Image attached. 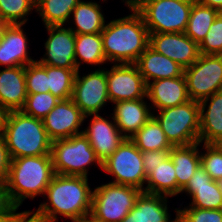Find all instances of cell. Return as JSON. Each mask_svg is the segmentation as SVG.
Listing matches in <instances>:
<instances>
[{"mask_svg":"<svg viewBox=\"0 0 222 222\" xmlns=\"http://www.w3.org/2000/svg\"><path fill=\"white\" fill-rule=\"evenodd\" d=\"M3 115H4V112L0 109V132H1V129H2Z\"/></svg>","mask_w":222,"mask_h":222,"instance_id":"7dc6e473","label":"cell"},{"mask_svg":"<svg viewBox=\"0 0 222 222\" xmlns=\"http://www.w3.org/2000/svg\"><path fill=\"white\" fill-rule=\"evenodd\" d=\"M220 191L222 192V178L217 181Z\"/></svg>","mask_w":222,"mask_h":222,"instance_id":"c3c4849f","label":"cell"},{"mask_svg":"<svg viewBox=\"0 0 222 222\" xmlns=\"http://www.w3.org/2000/svg\"><path fill=\"white\" fill-rule=\"evenodd\" d=\"M106 0H103V2H105ZM124 2V0H123ZM133 2V0H125V4L126 5H130Z\"/></svg>","mask_w":222,"mask_h":222,"instance_id":"681fc988","label":"cell"},{"mask_svg":"<svg viewBox=\"0 0 222 222\" xmlns=\"http://www.w3.org/2000/svg\"><path fill=\"white\" fill-rule=\"evenodd\" d=\"M60 101L50 92L27 94L25 104L21 111L37 119H43Z\"/></svg>","mask_w":222,"mask_h":222,"instance_id":"836d02e7","label":"cell"},{"mask_svg":"<svg viewBox=\"0 0 222 222\" xmlns=\"http://www.w3.org/2000/svg\"><path fill=\"white\" fill-rule=\"evenodd\" d=\"M149 46L184 69L199 58V45L185 33H149Z\"/></svg>","mask_w":222,"mask_h":222,"instance_id":"5bb4252c","label":"cell"},{"mask_svg":"<svg viewBox=\"0 0 222 222\" xmlns=\"http://www.w3.org/2000/svg\"><path fill=\"white\" fill-rule=\"evenodd\" d=\"M130 140L141 151L171 150L173 147L164 134L157 119L152 116Z\"/></svg>","mask_w":222,"mask_h":222,"instance_id":"f1b7e54d","label":"cell"},{"mask_svg":"<svg viewBox=\"0 0 222 222\" xmlns=\"http://www.w3.org/2000/svg\"><path fill=\"white\" fill-rule=\"evenodd\" d=\"M3 23L0 21V34H2V27H3Z\"/></svg>","mask_w":222,"mask_h":222,"instance_id":"f907efd6","label":"cell"},{"mask_svg":"<svg viewBox=\"0 0 222 222\" xmlns=\"http://www.w3.org/2000/svg\"><path fill=\"white\" fill-rule=\"evenodd\" d=\"M121 222H139V209L134 206Z\"/></svg>","mask_w":222,"mask_h":222,"instance_id":"ee69618b","label":"cell"},{"mask_svg":"<svg viewBox=\"0 0 222 222\" xmlns=\"http://www.w3.org/2000/svg\"><path fill=\"white\" fill-rule=\"evenodd\" d=\"M85 119L86 116L70 98L60 100L42 121L48 137L54 141L83 133L79 128Z\"/></svg>","mask_w":222,"mask_h":222,"instance_id":"9a60e30c","label":"cell"},{"mask_svg":"<svg viewBox=\"0 0 222 222\" xmlns=\"http://www.w3.org/2000/svg\"><path fill=\"white\" fill-rule=\"evenodd\" d=\"M102 13L100 5L96 2L80 1L71 13L76 27L70 29L75 34L101 33L106 25Z\"/></svg>","mask_w":222,"mask_h":222,"instance_id":"d4e9b609","label":"cell"},{"mask_svg":"<svg viewBox=\"0 0 222 222\" xmlns=\"http://www.w3.org/2000/svg\"><path fill=\"white\" fill-rule=\"evenodd\" d=\"M1 131L11 159L51 155L52 140L41 119L9 111L3 115Z\"/></svg>","mask_w":222,"mask_h":222,"instance_id":"3957f363","label":"cell"},{"mask_svg":"<svg viewBox=\"0 0 222 222\" xmlns=\"http://www.w3.org/2000/svg\"><path fill=\"white\" fill-rule=\"evenodd\" d=\"M147 186L143 192L173 197L177 195V179L174 163L170 156L154 167L146 177Z\"/></svg>","mask_w":222,"mask_h":222,"instance_id":"484cf974","label":"cell"},{"mask_svg":"<svg viewBox=\"0 0 222 222\" xmlns=\"http://www.w3.org/2000/svg\"><path fill=\"white\" fill-rule=\"evenodd\" d=\"M199 102L189 100L184 104L158 110L153 116L159 122L172 146H184L199 142Z\"/></svg>","mask_w":222,"mask_h":222,"instance_id":"52a82bcc","label":"cell"},{"mask_svg":"<svg viewBox=\"0 0 222 222\" xmlns=\"http://www.w3.org/2000/svg\"><path fill=\"white\" fill-rule=\"evenodd\" d=\"M49 37L44 43L46 52L37 60L39 64L60 67L66 69H77L75 59V33L63 25L45 26Z\"/></svg>","mask_w":222,"mask_h":222,"instance_id":"4fadbf2b","label":"cell"},{"mask_svg":"<svg viewBox=\"0 0 222 222\" xmlns=\"http://www.w3.org/2000/svg\"><path fill=\"white\" fill-rule=\"evenodd\" d=\"M106 78L110 102L147 98V84L136 64H114L106 70Z\"/></svg>","mask_w":222,"mask_h":222,"instance_id":"7c38bea8","label":"cell"},{"mask_svg":"<svg viewBox=\"0 0 222 222\" xmlns=\"http://www.w3.org/2000/svg\"><path fill=\"white\" fill-rule=\"evenodd\" d=\"M92 194L87 177L55 174L44 193L48 201L27 212L36 222H56L59 214L75 221L90 216Z\"/></svg>","mask_w":222,"mask_h":222,"instance_id":"6da1fadb","label":"cell"},{"mask_svg":"<svg viewBox=\"0 0 222 222\" xmlns=\"http://www.w3.org/2000/svg\"><path fill=\"white\" fill-rule=\"evenodd\" d=\"M135 64L146 84L152 79L155 81L165 78H175L184 74L182 66L161 53L156 52L150 46L139 56Z\"/></svg>","mask_w":222,"mask_h":222,"instance_id":"603a6c76","label":"cell"},{"mask_svg":"<svg viewBox=\"0 0 222 222\" xmlns=\"http://www.w3.org/2000/svg\"><path fill=\"white\" fill-rule=\"evenodd\" d=\"M127 7L132 14L110 21L101 32L107 62L135 64L149 46V31L142 15L130 5Z\"/></svg>","mask_w":222,"mask_h":222,"instance_id":"7a4b0ae2","label":"cell"},{"mask_svg":"<svg viewBox=\"0 0 222 222\" xmlns=\"http://www.w3.org/2000/svg\"><path fill=\"white\" fill-rule=\"evenodd\" d=\"M74 50L77 70L82 63L100 66L107 61L103 51L101 33L75 34Z\"/></svg>","mask_w":222,"mask_h":222,"instance_id":"83f0119b","label":"cell"},{"mask_svg":"<svg viewBox=\"0 0 222 222\" xmlns=\"http://www.w3.org/2000/svg\"><path fill=\"white\" fill-rule=\"evenodd\" d=\"M11 158L2 131L0 132V181L5 182L10 168Z\"/></svg>","mask_w":222,"mask_h":222,"instance_id":"ab89813d","label":"cell"},{"mask_svg":"<svg viewBox=\"0 0 222 222\" xmlns=\"http://www.w3.org/2000/svg\"><path fill=\"white\" fill-rule=\"evenodd\" d=\"M201 143H193L184 146H173L170 151V158L174 163L177 179V195L187 185L196 169L201 164L200 150Z\"/></svg>","mask_w":222,"mask_h":222,"instance_id":"cb8c5ba5","label":"cell"},{"mask_svg":"<svg viewBox=\"0 0 222 222\" xmlns=\"http://www.w3.org/2000/svg\"><path fill=\"white\" fill-rule=\"evenodd\" d=\"M16 222H36L28 212H25Z\"/></svg>","mask_w":222,"mask_h":222,"instance_id":"f6af8a7d","label":"cell"},{"mask_svg":"<svg viewBox=\"0 0 222 222\" xmlns=\"http://www.w3.org/2000/svg\"><path fill=\"white\" fill-rule=\"evenodd\" d=\"M36 0H0V21L3 24H25L35 9Z\"/></svg>","mask_w":222,"mask_h":222,"instance_id":"d6a6232c","label":"cell"},{"mask_svg":"<svg viewBox=\"0 0 222 222\" xmlns=\"http://www.w3.org/2000/svg\"><path fill=\"white\" fill-rule=\"evenodd\" d=\"M104 172L112 175V183L129 185L144 191L146 174L142 152L130 139H125L117 150L102 162Z\"/></svg>","mask_w":222,"mask_h":222,"instance_id":"9c48e42d","label":"cell"},{"mask_svg":"<svg viewBox=\"0 0 222 222\" xmlns=\"http://www.w3.org/2000/svg\"><path fill=\"white\" fill-rule=\"evenodd\" d=\"M192 197L190 207L200 209H222V192L217 181L211 179L200 164L187 185L181 190Z\"/></svg>","mask_w":222,"mask_h":222,"instance_id":"d6986e66","label":"cell"},{"mask_svg":"<svg viewBox=\"0 0 222 222\" xmlns=\"http://www.w3.org/2000/svg\"><path fill=\"white\" fill-rule=\"evenodd\" d=\"M23 24H4L0 42V65L26 66L35 62L28 54V39Z\"/></svg>","mask_w":222,"mask_h":222,"instance_id":"e0dca14e","label":"cell"},{"mask_svg":"<svg viewBox=\"0 0 222 222\" xmlns=\"http://www.w3.org/2000/svg\"><path fill=\"white\" fill-rule=\"evenodd\" d=\"M93 116L90 125L83 130L95 155L102 162L110 157L126 139L119 131L114 119L103 118L99 114Z\"/></svg>","mask_w":222,"mask_h":222,"instance_id":"2e32d148","label":"cell"},{"mask_svg":"<svg viewBox=\"0 0 222 222\" xmlns=\"http://www.w3.org/2000/svg\"><path fill=\"white\" fill-rule=\"evenodd\" d=\"M55 175L52 156H27L11 159L5 181L9 197L16 208L27 198L43 195Z\"/></svg>","mask_w":222,"mask_h":222,"instance_id":"277c9868","label":"cell"},{"mask_svg":"<svg viewBox=\"0 0 222 222\" xmlns=\"http://www.w3.org/2000/svg\"><path fill=\"white\" fill-rule=\"evenodd\" d=\"M219 14L218 10L202 5L195 0L192 4L185 34L199 45Z\"/></svg>","mask_w":222,"mask_h":222,"instance_id":"4dcf8cb0","label":"cell"},{"mask_svg":"<svg viewBox=\"0 0 222 222\" xmlns=\"http://www.w3.org/2000/svg\"><path fill=\"white\" fill-rule=\"evenodd\" d=\"M205 153H201V165L212 180L222 178V144H203Z\"/></svg>","mask_w":222,"mask_h":222,"instance_id":"d590c367","label":"cell"},{"mask_svg":"<svg viewBox=\"0 0 222 222\" xmlns=\"http://www.w3.org/2000/svg\"><path fill=\"white\" fill-rule=\"evenodd\" d=\"M51 156L54 172L58 175L88 177L89 166L94 162L102 168L83 133L52 141Z\"/></svg>","mask_w":222,"mask_h":222,"instance_id":"8992f818","label":"cell"},{"mask_svg":"<svg viewBox=\"0 0 222 222\" xmlns=\"http://www.w3.org/2000/svg\"><path fill=\"white\" fill-rule=\"evenodd\" d=\"M25 79L27 94L49 92L47 65L37 61L25 66Z\"/></svg>","mask_w":222,"mask_h":222,"instance_id":"e575fe53","label":"cell"},{"mask_svg":"<svg viewBox=\"0 0 222 222\" xmlns=\"http://www.w3.org/2000/svg\"><path fill=\"white\" fill-rule=\"evenodd\" d=\"M71 99L88 118V115L98 114L107 102H110L107 91L105 69H97L87 75L76 73Z\"/></svg>","mask_w":222,"mask_h":222,"instance_id":"8fae6325","label":"cell"},{"mask_svg":"<svg viewBox=\"0 0 222 222\" xmlns=\"http://www.w3.org/2000/svg\"><path fill=\"white\" fill-rule=\"evenodd\" d=\"M188 95L200 102L222 91V55L200 54L199 58L184 69Z\"/></svg>","mask_w":222,"mask_h":222,"instance_id":"30bf717a","label":"cell"},{"mask_svg":"<svg viewBox=\"0 0 222 222\" xmlns=\"http://www.w3.org/2000/svg\"><path fill=\"white\" fill-rule=\"evenodd\" d=\"M81 0H36L35 11L41 16L44 26L68 23L71 13Z\"/></svg>","mask_w":222,"mask_h":222,"instance_id":"f546056e","label":"cell"},{"mask_svg":"<svg viewBox=\"0 0 222 222\" xmlns=\"http://www.w3.org/2000/svg\"><path fill=\"white\" fill-rule=\"evenodd\" d=\"M199 53L222 55V13L217 16L199 44Z\"/></svg>","mask_w":222,"mask_h":222,"instance_id":"8d00e7d4","label":"cell"},{"mask_svg":"<svg viewBox=\"0 0 222 222\" xmlns=\"http://www.w3.org/2000/svg\"><path fill=\"white\" fill-rule=\"evenodd\" d=\"M167 200L166 196L142 191L135 202L139 209V222H178V208L175 209L176 218L171 221Z\"/></svg>","mask_w":222,"mask_h":222,"instance_id":"4316f807","label":"cell"},{"mask_svg":"<svg viewBox=\"0 0 222 222\" xmlns=\"http://www.w3.org/2000/svg\"><path fill=\"white\" fill-rule=\"evenodd\" d=\"M195 0H133L149 33H185Z\"/></svg>","mask_w":222,"mask_h":222,"instance_id":"5b68a950","label":"cell"},{"mask_svg":"<svg viewBox=\"0 0 222 222\" xmlns=\"http://www.w3.org/2000/svg\"><path fill=\"white\" fill-rule=\"evenodd\" d=\"M72 222H98L95 219H93L91 216L83 217L78 220L72 221Z\"/></svg>","mask_w":222,"mask_h":222,"instance_id":"bcb514c9","label":"cell"},{"mask_svg":"<svg viewBox=\"0 0 222 222\" xmlns=\"http://www.w3.org/2000/svg\"><path fill=\"white\" fill-rule=\"evenodd\" d=\"M207 103L209 104L207 105ZM199 108V142L201 144H222V91L200 101Z\"/></svg>","mask_w":222,"mask_h":222,"instance_id":"7402d4cb","label":"cell"},{"mask_svg":"<svg viewBox=\"0 0 222 222\" xmlns=\"http://www.w3.org/2000/svg\"><path fill=\"white\" fill-rule=\"evenodd\" d=\"M146 97L151 107L157 110L181 105L191 100L184 74L175 78H165L147 83Z\"/></svg>","mask_w":222,"mask_h":222,"instance_id":"ac0fdd59","label":"cell"},{"mask_svg":"<svg viewBox=\"0 0 222 222\" xmlns=\"http://www.w3.org/2000/svg\"><path fill=\"white\" fill-rule=\"evenodd\" d=\"M198 3L209 6L222 13V0H196Z\"/></svg>","mask_w":222,"mask_h":222,"instance_id":"7bdbcfd3","label":"cell"},{"mask_svg":"<svg viewBox=\"0 0 222 222\" xmlns=\"http://www.w3.org/2000/svg\"><path fill=\"white\" fill-rule=\"evenodd\" d=\"M171 150H153L142 152L143 166L145 170L146 177L153 172L154 167L161 164L170 156Z\"/></svg>","mask_w":222,"mask_h":222,"instance_id":"f35d334b","label":"cell"},{"mask_svg":"<svg viewBox=\"0 0 222 222\" xmlns=\"http://www.w3.org/2000/svg\"><path fill=\"white\" fill-rule=\"evenodd\" d=\"M178 222H222V209L178 208Z\"/></svg>","mask_w":222,"mask_h":222,"instance_id":"74e56055","label":"cell"},{"mask_svg":"<svg viewBox=\"0 0 222 222\" xmlns=\"http://www.w3.org/2000/svg\"><path fill=\"white\" fill-rule=\"evenodd\" d=\"M146 99L126 100L113 103V119L119 131L130 139L152 116V109L145 103Z\"/></svg>","mask_w":222,"mask_h":222,"instance_id":"44dd1931","label":"cell"},{"mask_svg":"<svg viewBox=\"0 0 222 222\" xmlns=\"http://www.w3.org/2000/svg\"><path fill=\"white\" fill-rule=\"evenodd\" d=\"M142 191L109 182L93 190L90 216L98 222H121Z\"/></svg>","mask_w":222,"mask_h":222,"instance_id":"ba28073f","label":"cell"},{"mask_svg":"<svg viewBox=\"0 0 222 222\" xmlns=\"http://www.w3.org/2000/svg\"><path fill=\"white\" fill-rule=\"evenodd\" d=\"M19 208H14L11 212L7 214L0 215V222H16L25 212L16 213Z\"/></svg>","mask_w":222,"mask_h":222,"instance_id":"b9f144b4","label":"cell"},{"mask_svg":"<svg viewBox=\"0 0 222 222\" xmlns=\"http://www.w3.org/2000/svg\"><path fill=\"white\" fill-rule=\"evenodd\" d=\"M15 208L12 203L5 182L0 181V215L7 214Z\"/></svg>","mask_w":222,"mask_h":222,"instance_id":"60d3db41","label":"cell"},{"mask_svg":"<svg viewBox=\"0 0 222 222\" xmlns=\"http://www.w3.org/2000/svg\"><path fill=\"white\" fill-rule=\"evenodd\" d=\"M26 97L25 67H6L0 71V109L4 113L19 111Z\"/></svg>","mask_w":222,"mask_h":222,"instance_id":"ffe728a7","label":"cell"},{"mask_svg":"<svg viewBox=\"0 0 222 222\" xmlns=\"http://www.w3.org/2000/svg\"><path fill=\"white\" fill-rule=\"evenodd\" d=\"M77 71L47 65L49 92L60 100L70 99Z\"/></svg>","mask_w":222,"mask_h":222,"instance_id":"1f68e13d","label":"cell"}]
</instances>
